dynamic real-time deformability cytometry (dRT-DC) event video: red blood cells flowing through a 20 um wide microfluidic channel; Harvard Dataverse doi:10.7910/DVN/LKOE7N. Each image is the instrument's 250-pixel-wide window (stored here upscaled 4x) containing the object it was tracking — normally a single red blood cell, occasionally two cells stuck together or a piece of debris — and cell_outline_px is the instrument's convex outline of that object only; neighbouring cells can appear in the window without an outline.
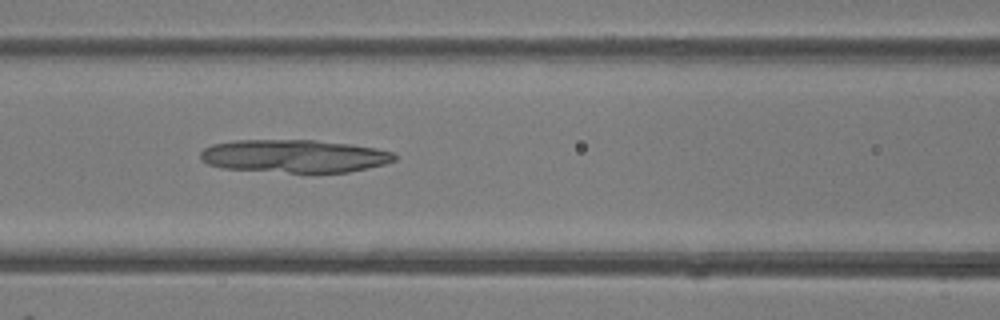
{"species": "common noctule bat (a hibernating species)", "species_latin": "Nyctalus noctula", "temperature_condition": "room temperature", "stored_images_in_passage": 49, "camera_frame_rate_fps": 3000, "um_per_image_px": 0.085, "animal": {"sex": "female"}, "frame": {"image": 1, "passage_image": 21, "time_ms": 6.667, "image_size_px": [1000, 320], "cell_outline_px": [[396, 160], [384, 164], [368, 168], [348, 172], [288, 172], [220, 168], [208, 164], [200, 160], [200, 152], [204, 148], [212, 144], [236, 140], [316, 140], [352, 144], [376, 148], [392, 152], [396, 156]], "centroid_in_image_um": [25.0, 13.26], "position_along_channel_um": 141.6, "area_um2": 37.28}}
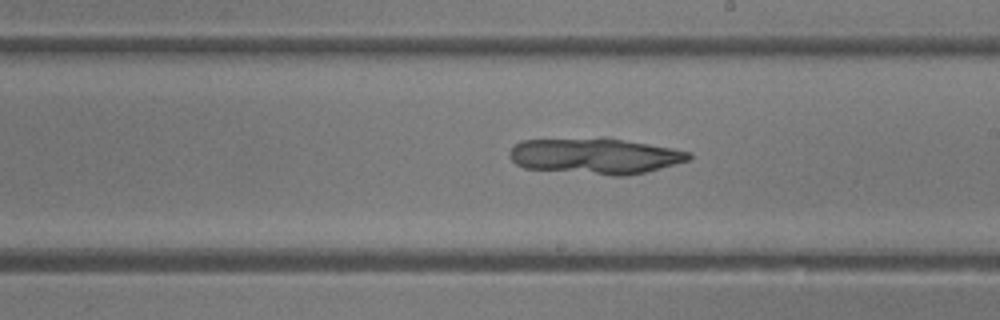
{"frame": {"image": 2, "passage_image": 28, "time_ms": 9.0, "image_size_px": [1000, 320], "cell_outline_px": [[692, 160], [644, 172], [624, 176], [612, 176], [524, 168], [516, 164], [508, 156], [508, 152], [520, 140], [604, 136], [672, 148], [692, 152]], "centroid_in_image_um": [50.58, 13.24], "position_along_channel_um": 238.4, "area_um2": 38.32}}
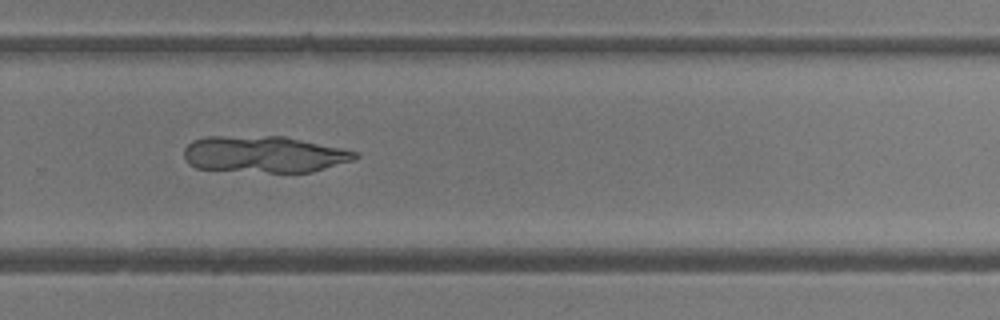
{"frame": {"image": 3, "passage_image": 33, "time_ms": 10.667, "image_size_px": [1000, 320], "cell_outline_px": [[360, 156], [352, 160], [312, 172], [268, 172], [196, 168], [188, 164], [184, 160], [184, 148], [192, 140], [204, 136], [284, 136], [340, 148], [356, 152]], "centroid_in_image_um": [22.39, 13.1], "position_along_channel_um": 307.4, "area_um2": 36.36}}